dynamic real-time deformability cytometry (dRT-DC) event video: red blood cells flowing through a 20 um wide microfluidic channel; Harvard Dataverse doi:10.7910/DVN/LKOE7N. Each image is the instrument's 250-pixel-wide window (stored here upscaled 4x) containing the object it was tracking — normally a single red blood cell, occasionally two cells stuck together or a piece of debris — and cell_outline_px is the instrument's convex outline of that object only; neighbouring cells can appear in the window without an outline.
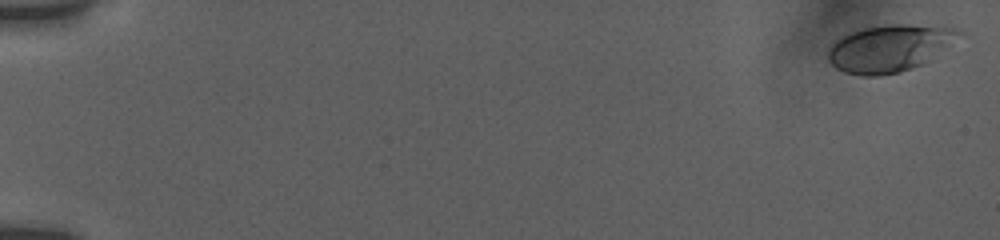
{"species": "human", "species_latin": "Homo sapiens", "temperature_condition": "room temperature", "stored_images_in_passage": 20, "camera_frame_rate_fps": 3000, "um_per_image_px": 0.085, "donor": {"sex": "female"}, "frame": {"image": 1, "passage_image": 1, "time_ms": 0.0, "image_size_px": [1000, 240], "cell_outline_px": [[964, 32], [948, 44], [920, 64], [896, 72], [876, 76], [864, 76], [844, 72], [836, 68], [828, 60], [828, 48], [840, 36], [864, 28], [892, 24], [908, 24], [952, 28]], "centroid_in_image_um": [75.49, 4.09], "position_along_channel_um": 9.5, "area_um2": 34.74}}